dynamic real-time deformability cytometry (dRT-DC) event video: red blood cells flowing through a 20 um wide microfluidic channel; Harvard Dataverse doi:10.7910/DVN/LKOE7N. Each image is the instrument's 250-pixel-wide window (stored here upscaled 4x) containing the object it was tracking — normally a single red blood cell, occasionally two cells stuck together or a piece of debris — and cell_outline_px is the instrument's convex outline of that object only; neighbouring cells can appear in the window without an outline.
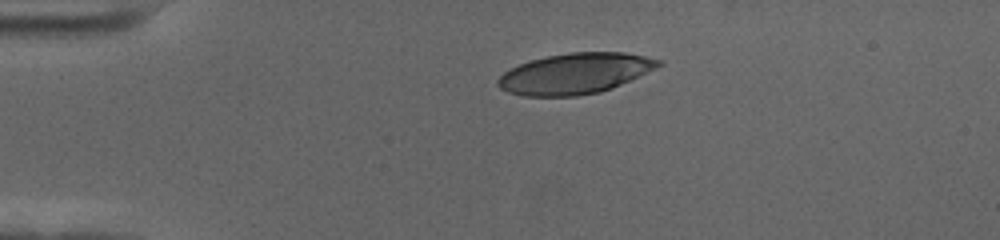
{"species": "human", "species_latin": "Homo sapiens", "temperature_condition": "cold", "stored_images_in_passage": 46, "camera_frame_rate_fps": 3000, "um_per_image_px": 0.085, "donor": {"sex": "female"}, "frame": {"image": 1, "passage_image": 1, "time_ms": 0.0, "image_size_px": [1000, 240], "cell_outline_px": [[664, 64], [656, 68], [612, 88], [600, 92], [576, 96], [524, 96], [508, 92], [500, 88], [496, 84], [496, 80], [504, 72], [528, 60], [568, 52], [624, 52], [644, 56], [660, 60]], "centroid_in_image_um": [48.85, 6.25], "position_along_channel_um": 36.1, "area_um2": 37.97}}
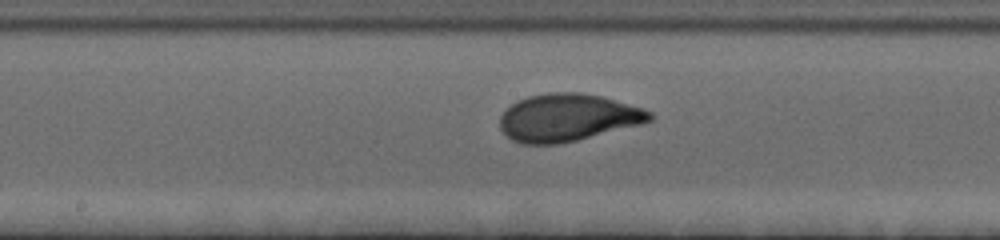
{"frame": {"image": 2, "passage_image": 19, "time_ms": 6.0, "image_size_px": [1000, 240], "cell_outline_px": [[656, 116], [652, 120], [640, 124], [560, 144], [520, 144], [512, 140], [500, 128], [500, 116], [516, 100], [528, 96], [552, 92], [580, 92], [600, 96], [644, 108], [652, 112]], "centroid_in_image_um": [48.26, 9.99], "position_along_channel_um": 199.9, "area_um2": 41.33}}
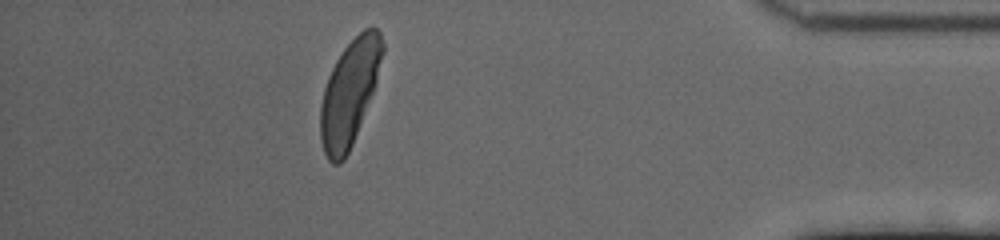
{"frame": {"image": 3, "passage_image": 40, "time_ms": 13.0, "image_size_px": [1000, 240], "cell_outline_px": [[384, 52], [376, 80], [372, 92], [352, 144], [344, 160], [340, 164], [332, 164], [328, 160], [324, 152], [320, 140], [320, 104], [324, 88], [328, 76], [336, 60], [344, 48], [364, 28], [376, 28], [380, 32], [384, 44]], "centroid_in_image_um": [29.68, 7.9], "position_along_channel_um": 405.5, "area_um2": 37.63}, "authors_computed_cell_mechanics": {"area_um2": 39.4196, "velocity_mm_per_s": 3.5207, "shape_relaxation_time_tau1_ms": 3.5084, "shape_relaxation_time_tau2_ms": null, "deformation_change_tau1": 0.1926, "deformation_change_tau2": null}}